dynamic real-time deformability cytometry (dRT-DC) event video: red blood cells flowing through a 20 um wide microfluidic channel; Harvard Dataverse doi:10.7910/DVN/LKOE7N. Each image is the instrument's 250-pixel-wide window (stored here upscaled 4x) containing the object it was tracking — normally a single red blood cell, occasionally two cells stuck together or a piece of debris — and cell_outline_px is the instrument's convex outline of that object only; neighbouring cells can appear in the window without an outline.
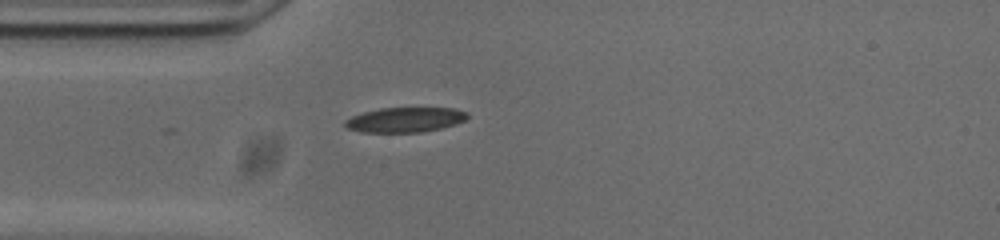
{"species": "common noctule bat (a hibernating species)", "species_latin": "Nyctalus noctula", "temperature_condition": "cold", "stored_images_in_passage": 8, "camera_frame_rate_fps": 3000, "um_per_image_px": 0.085, "animal": {"sex": "male", "body_mass_g": 20.0, "forearm_length_mm": 53.3}, "frame": {"image": 1, "passage_image": 1, "time_ms": 0.0, "image_size_px": [1000, 240], "cell_outline_px": [[468, 116], [464, 120], [456, 124], [440, 128], [420, 132], [360, 132], [348, 128], [344, 124], [344, 120], [352, 116], [364, 112], [380, 108], [452, 108], [468, 112]], "centroid_in_image_um": [34.42, 10.18], "position_along_channel_um": 50.6, "area_um2": 17.63}}
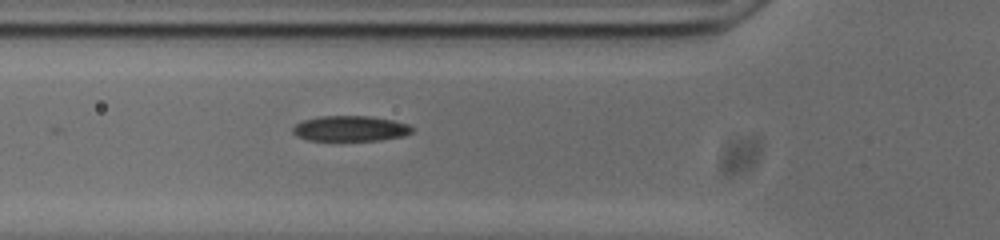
{"frame": {"image": 2, "passage_image": 5, "time_ms": 1.333, "image_size_px": [1000, 240], "cell_outline_px": [[416, 128], [412, 132], [404, 136], [380, 140], [308, 140], [296, 136], [292, 132], [292, 128], [296, 124], [304, 120], [320, 116], [372, 116], [392, 120], [408, 124]], "centroid_in_image_um": [29.8, 10.92], "position_along_channel_um": 96.0, "area_um2": 17.74}}
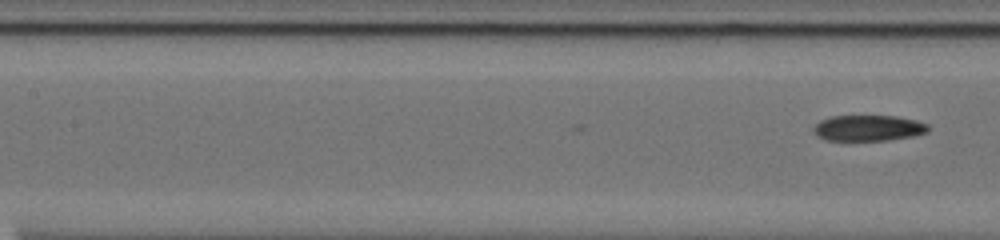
{"frame": {"image": 3, "passage_image": 8, "time_ms": 2.333, "image_size_px": [1000, 240], "cell_outline_px": [[932, 128], [928, 132], [912, 136], [888, 140], [824, 140], [816, 136], [812, 132], [812, 128], [820, 120], [832, 116], [896, 116], [916, 120], [928, 124]], "centroid_in_image_um": [73.8, 10.88], "position_along_channel_um": 133.6, "area_um2": 17.46}}